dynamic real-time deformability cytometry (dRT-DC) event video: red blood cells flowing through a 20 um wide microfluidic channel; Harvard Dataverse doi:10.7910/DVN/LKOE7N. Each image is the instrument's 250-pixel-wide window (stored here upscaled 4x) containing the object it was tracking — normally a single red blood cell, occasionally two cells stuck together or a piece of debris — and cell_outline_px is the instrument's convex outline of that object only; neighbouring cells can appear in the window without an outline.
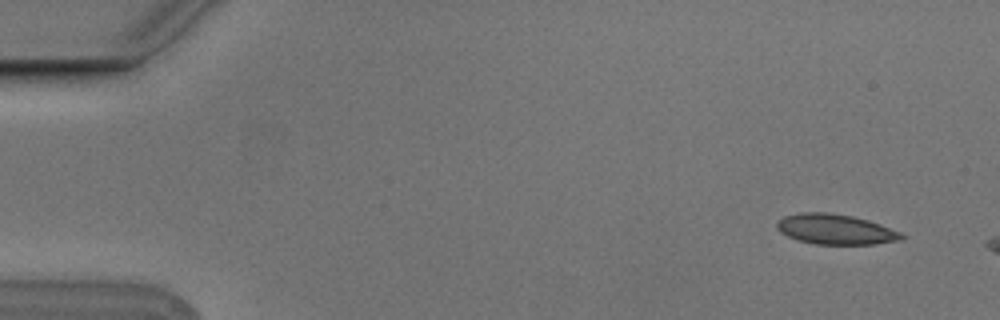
{"species": "Egyptian fruit bat (a non-hibernating species)", "species_latin": "Rousettus aegyptiacus", "temperature_condition": "cold", "stored_images_in_passage": 3, "camera_frame_rate_fps": 3000, "um_per_image_px": 0.085, "animal": {"sex": "male"}, "frame": {"image": 1, "passage_image": 1, "time_ms": 0.0, "image_size_px": [1000, 320], "cell_outline_px": [[908, 236], [904, 240], [872, 244], [812, 244], [796, 240], [780, 232], [776, 228], [776, 224], [784, 216], [800, 212], [828, 212], [852, 216], [868, 220], [880, 224], [900, 232]], "centroid_in_image_um": [71.03, 19.49], "position_along_channel_um": 14.0, "area_um2": 22.14}}